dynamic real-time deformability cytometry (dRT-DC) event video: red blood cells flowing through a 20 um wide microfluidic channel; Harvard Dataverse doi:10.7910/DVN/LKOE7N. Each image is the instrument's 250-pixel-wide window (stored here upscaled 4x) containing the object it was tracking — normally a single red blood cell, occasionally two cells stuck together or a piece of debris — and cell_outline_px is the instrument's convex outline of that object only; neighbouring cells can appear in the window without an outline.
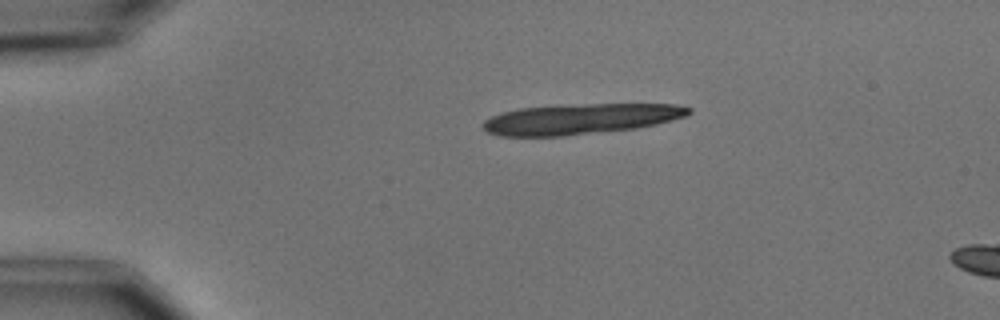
{"species": "common noctule bat (a hibernating species)", "species_latin": "Nyctalus noctula", "temperature_condition": "cold", "stored_images_in_passage": 6, "camera_frame_rate_fps": 3000, "um_per_image_px": 0.085, "animal": {"sex": "male", "body_mass_g": 15.6}, "frame": {"image": 1, "passage_image": 2, "time_ms": 0.333, "image_size_px": [1000, 320], "cell_outline_px": [[688, 112], [664, 120], [644, 124], [620, 128], [536, 136], [528, 136], [496, 132], [488, 128], [484, 124], [488, 120], [512, 112], [536, 108], [608, 104], [660, 104], [688, 108]], "centroid_in_image_um": [49.37, 10.08], "position_along_channel_um": 35.6, "area_um2": 31.33}}